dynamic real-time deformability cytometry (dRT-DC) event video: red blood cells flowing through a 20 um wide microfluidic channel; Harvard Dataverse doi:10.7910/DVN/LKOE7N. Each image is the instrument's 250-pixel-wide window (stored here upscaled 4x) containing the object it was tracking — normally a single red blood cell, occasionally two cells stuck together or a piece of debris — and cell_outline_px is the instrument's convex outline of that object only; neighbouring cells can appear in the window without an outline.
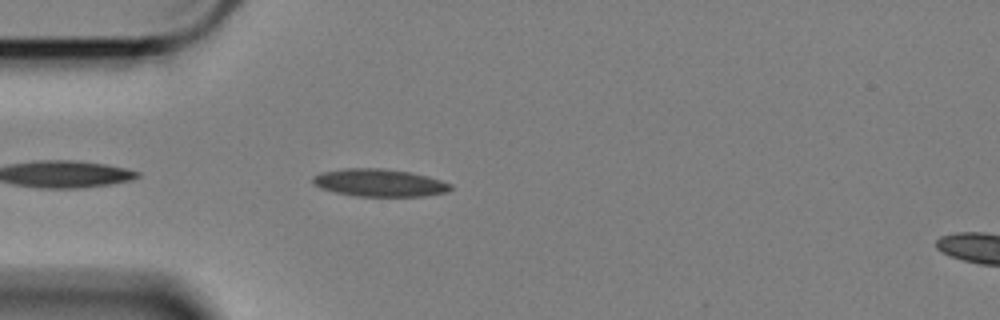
{"species": "Egyptian fruit bat (a non-hibernating species)", "species_latin": "Rousettus aegyptiacus", "temperature_condition": "cold", "stored_images_in_passage": 14, "camera_frame_rate_fps": 3000, "um_per_image_px": 0.085, "animal": {"sex": "female"}, "frame": {"image": 1, "passage_image": 3, "time_ms": 0.667, "image_size_px": [1000, 320], "cell_outline_px": [[452, 188], [444, 192], [424, 196], [356, 196], [336, 192], [320, 188], [312, 184], [312, 176], [324, 172], [348, 168], [384, 168], [408, 172], [440, 180], [452, 184]], "centroid_in_image_um": [32.21, 15.54], "position_along_channel_um": 52.8, "area_um2": 21.85}}
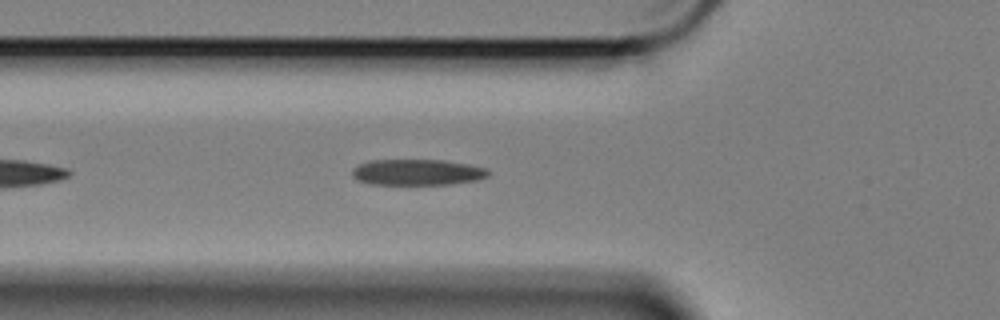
{"frame": {"image": 2, "passage_image": 7, "time_ms": 2.0, "image_size_px": [1000, 320], "cell_outline_px": [[492, 172], [488, 176], [480, 180], [452, 184], [368, 184], [356, 180], [352, 176], [352, 168], [368, 160], [444, 160], [468, 164], [488, 168]], "centroid_in_image_um": [35.5, 14.64], "position_along_channel_um": 90.3, "area_um2": 20.92}}